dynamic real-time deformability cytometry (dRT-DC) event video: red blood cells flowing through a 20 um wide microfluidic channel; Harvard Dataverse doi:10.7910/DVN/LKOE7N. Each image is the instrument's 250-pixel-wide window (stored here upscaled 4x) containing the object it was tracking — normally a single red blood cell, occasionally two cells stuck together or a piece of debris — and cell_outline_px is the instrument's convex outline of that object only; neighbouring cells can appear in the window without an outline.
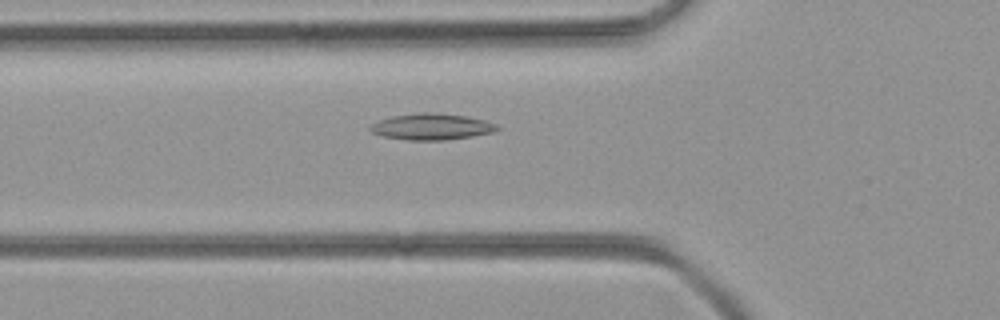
{"species": "common noctule bat (a hibernating species)", "species_latin": "Nyctalus noctula", "temperature_condition": "room temperature", "stored_images_in_passage": 43, "camera_frame_rate_fps": 3000, "um_per_image_px": 0.085, "animal": {"sex": "female", "body_mass_g": 21.9}, "frame": {"image": 1, "passage_image": 11, "time_ms": 3.333, "image_size_px": [1000, 320], "cell_outline_px": [[500, 128], [492, 132], [472, 136], [444, 140], [408, 140], [384, 136], [372, 132], [368, 128], [372, 124], [380, 120], [392, 116], [424, 112], [428, 112], [468, 116], [484, 120], [496, 124]], "centroid_in_image_um": [36.69, 10.77], "position_along_channel_um": 89.1, "area_um2": 19.19}}
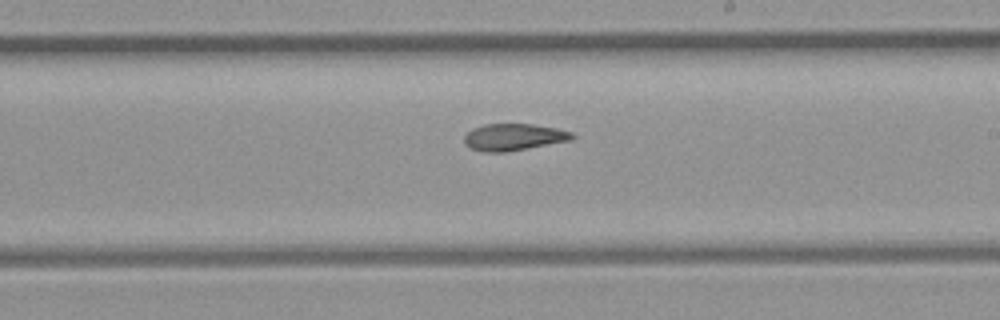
{"frame": {"image": 2, "passage_image": 22, "time_ms": 7.0, "image_size_px": [1000, 320], "cell_outline_px": [[576, 136], [572, 140], [504, 152], [484, 152], [472, 148], [464, 144], [464, 136], [472, 128], [484, 124], [532, 124], [556, 128], [572, 132]], "centroid_in_image_um": [43.66, 11.64], "position_along_channel_um": 245.3, "area_um2": 16.82}}
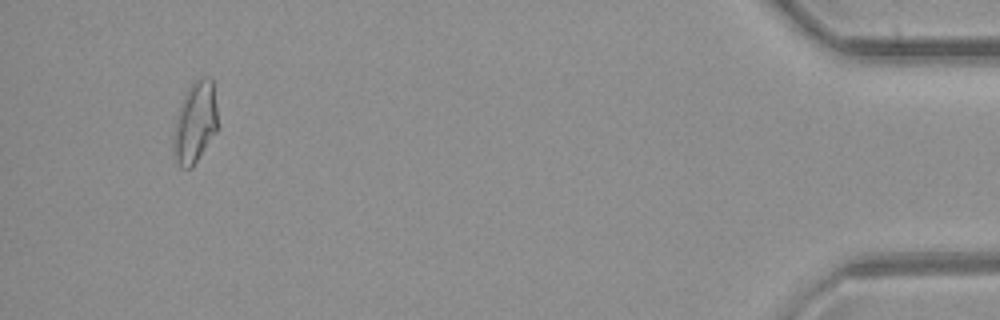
{"frame": {"image": 3, "passage_image": 40, "time_ms": 13.0, "image_size_px": [1000, 320], "cell_outline_px": [[216, 132], [192, 168], [180, 168], [176, 160], [172, 144], [172, 136], [180, 104], [188, 88], [200, 76], [208, 76], [212, 80], [216, 108]], "centroid_in_image_um": [16.56, 10.43], "position_along_channel_um": 418.6, "area_um2": 20.75}}